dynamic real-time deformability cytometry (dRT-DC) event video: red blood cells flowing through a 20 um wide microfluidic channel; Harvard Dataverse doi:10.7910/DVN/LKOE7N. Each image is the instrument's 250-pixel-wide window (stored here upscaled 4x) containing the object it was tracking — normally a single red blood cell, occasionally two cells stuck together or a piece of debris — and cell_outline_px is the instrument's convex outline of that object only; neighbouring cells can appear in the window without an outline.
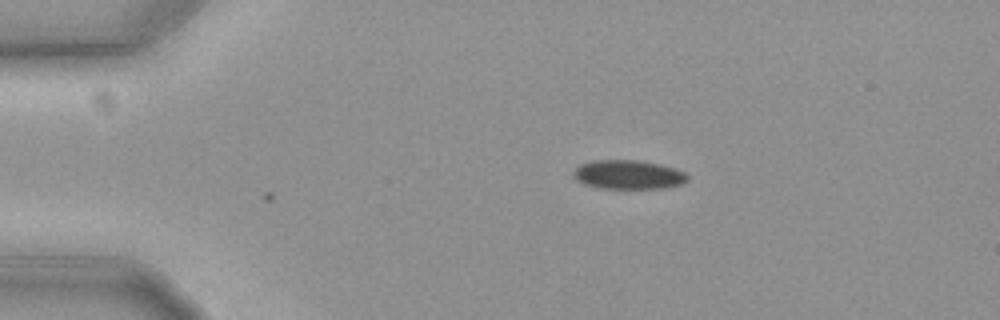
{"species": "common noctule bat (a hibernating species)", "species_latin": "Nyctalus noctula", "temperature_condition": "cold", "stored_images_in_passage": 3, "camera_frame_rate_fps": 3000, "um_per_image_px": 0.085, "animal": {"sex": "female", "body_mass_g": 19.3, "forearm_length_mm": 54.1}, "frame": {"image": 1, "passage_image": 3, "time_ms": 0.667, "image_size_px": [1000, 320], "cell_outline_px": [[688, 180], [684, 184], [668, 188], [600, 188], [584, 184], [576, 180], [572, 176], [572, 172], [580, 164], [592, 160], [636, 160], [660, 164], [676, 168], [688, 172]], "centroid_in_image_um": [53.44, 14.84], "position_along_channel_um": 31.6, "area_um2": 19.65}}